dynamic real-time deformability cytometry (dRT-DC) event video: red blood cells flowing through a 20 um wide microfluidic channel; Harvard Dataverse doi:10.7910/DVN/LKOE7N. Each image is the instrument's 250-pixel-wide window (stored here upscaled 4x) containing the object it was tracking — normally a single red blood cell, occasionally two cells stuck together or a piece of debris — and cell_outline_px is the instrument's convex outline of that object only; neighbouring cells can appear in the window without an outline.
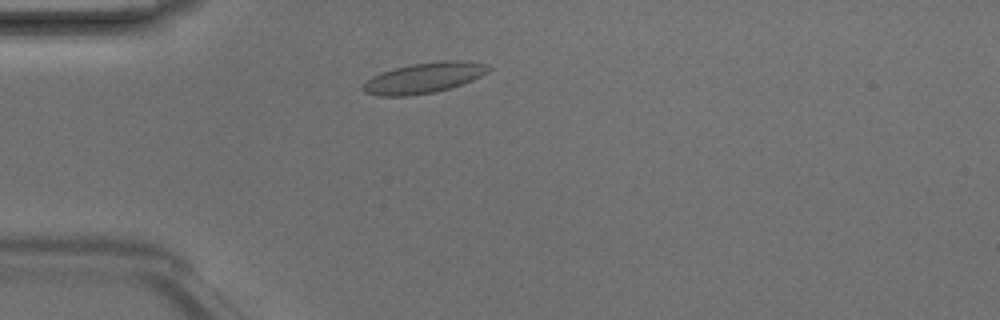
{"species": "Egyptian fruit bat (a non-hibernating species)", "species_latin": "Rousettus aegyptiacus", "temperature_condition": "room temperature", "stored_images_in_passage": 1, "camera_frame_rate_fps": 3000, "um_per_image_px": 0.085, "animal": {"sex": "male"}, "frame": {"image": 1, "passage_image": 1, "time_ms": 0.0, "image_size_px": [1000, 320], "cell_outline_px": [[492, 68], [488, 72], [472, 80], [436, 92], [408, 96], [376, 96], [364, 92], [360, 88], [372, 76], [380, 72], [412, 64], [440, 60], [464, 60], [484, 64]], "centroid_in_image_um": [36.01, 6.62], "position_along_channel_um": 49.0, "area_um2": 22.31}}